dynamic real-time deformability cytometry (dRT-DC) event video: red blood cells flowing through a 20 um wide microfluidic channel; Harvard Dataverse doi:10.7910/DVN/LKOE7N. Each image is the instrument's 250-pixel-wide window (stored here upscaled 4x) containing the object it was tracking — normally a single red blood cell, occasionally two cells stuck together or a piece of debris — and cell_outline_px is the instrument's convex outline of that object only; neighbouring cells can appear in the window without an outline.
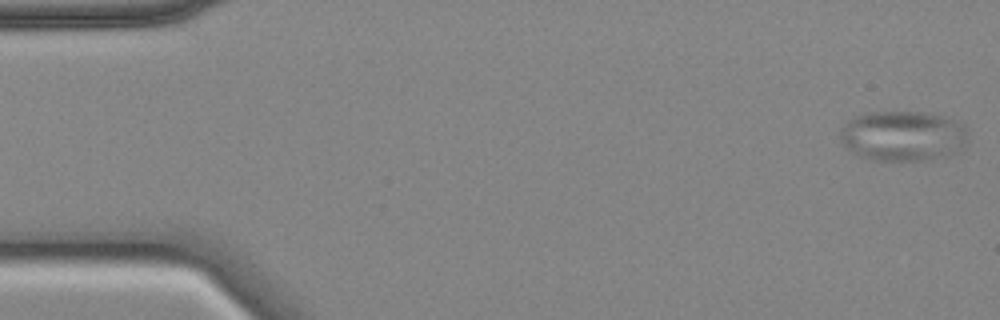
{"species": "common noctule bat (a hibernating species)", "species_latin": "Nyctalus noctula", "temperature_condition": "cold", "stored_images_in_passage": 56, "camera_frame_rate_fps": 3000, "um_per_image_px": 0.085, "animal": {"sex": "female", "body_mass_g": 18.4}, "frame": {"image": 1, "passage_image": 1, "time_ms": 0.0, "image_size_px": [1000, 320], "cell_outline_px": [[968, 140], [960, 152], [944, 156], [920, 160], [872, 160], [860, 156], [852, 152], [840, 144], [840, 128], [848, 120], [856, 116], [868, 112], [924, 112], [944, 116], [956, 120], [964, 124], [968, 128]], "centroid_in_image_um": [76.77, 11.54], "position_along_channel_um": 8.2, "area_um2": 37.97}}
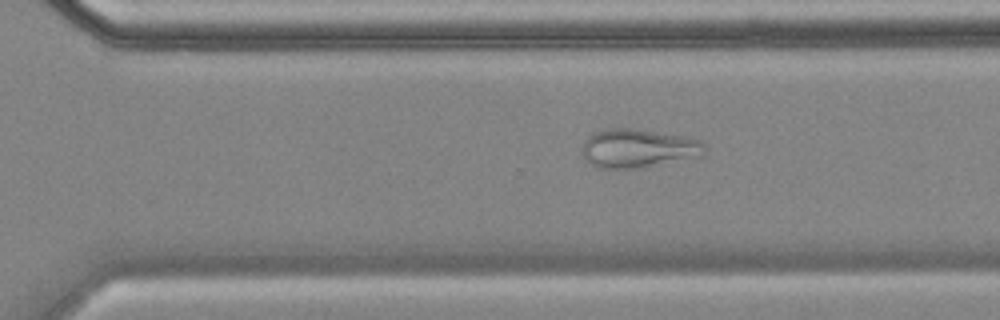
{"frame": {"image": 2, "passage_image": 38, "time_ms": 12.333, "image_size_px": [1000, 320], "cell_outline_px": [[708, 148], [704, 156], [636, 168], [600, 168], [584, 160], [580, 152], [580, 148], [584, 140], [592, 132], [604, 128], [632, 128], [684, 136], [700, 140]], "centroid_in_image_um": [54.21, 12.59], "position_along_channel_um": 316.4, "area_um2": 28.09}}
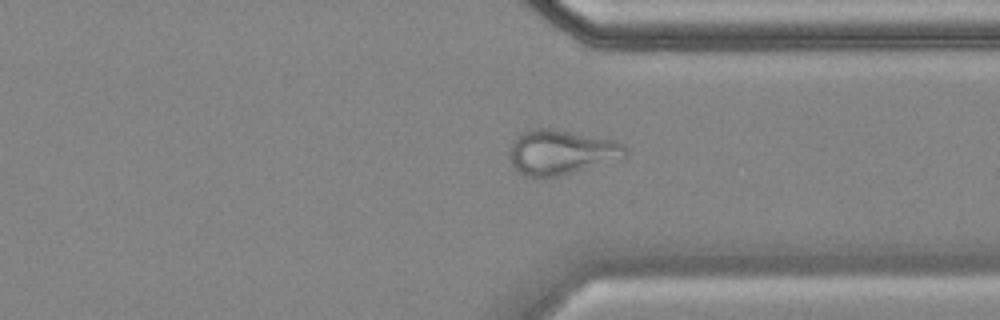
{"frame": {"image": 3, "passage_image": 42, "time_ms": 13.667, "image_size_px": [1000, 320], "cell_outline_px": [[628, 156], [624, 160], [556, 176], [524, 176], [512, 164], [508, 152], [512, 144], [524, 132], [532, 128], [552, 128], [616, 140], [628, 148]], "centroid_in_image_um": [47.8, 12.93], "position_along_channel_um": 363.6, "area_um2": 30.4}}